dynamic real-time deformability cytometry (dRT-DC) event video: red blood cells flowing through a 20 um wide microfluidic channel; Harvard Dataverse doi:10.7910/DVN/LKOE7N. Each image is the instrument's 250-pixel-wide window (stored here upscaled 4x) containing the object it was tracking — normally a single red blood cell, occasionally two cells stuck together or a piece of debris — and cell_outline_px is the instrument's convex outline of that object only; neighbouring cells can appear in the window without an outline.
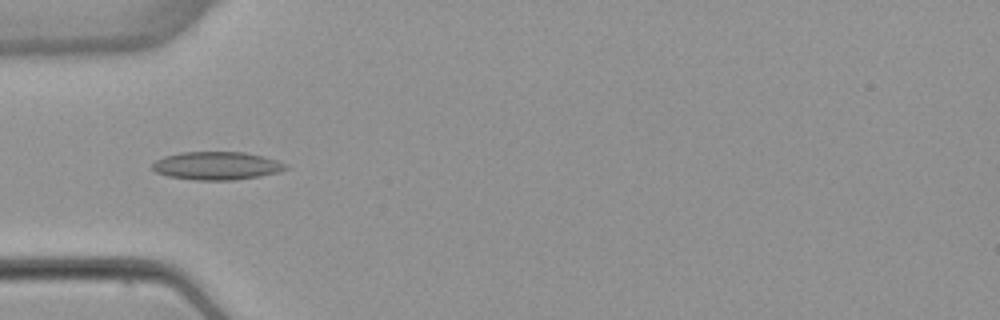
{"species": "common noctule bat (a hibernating species)", "species_latin": "Nyctalus noctula", "temperature_condition": "warm", "stored_images_in_passage": 6, "camera_frame_rate_fps": 3000, "um_per_image_px": 0.085, "animal": {"sex": "female", "body_mass_g": 22.7, "forearm_length_mm": 54.2}, "frame": {"image": 1, "passage_image": 5, "time_ms": 5.0, "image_size_px": [1000, 320], "cell_outline_px": [[288, 168], [280, 172], [260, 176], [236, 180], [196, 180], [168, 176], [156, 172], [152, 168], [152, 164], [156, 160], [164, 156], [180, 152], [244, 152], [264, 156], [288, 164]], "centroid_in_image_um": [18.45, 14.09], "position_along_channel_um": 66.6, "area_um2": 21.96}}
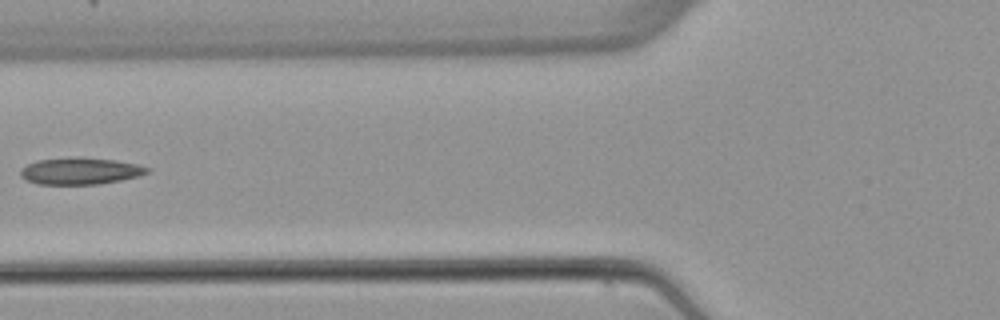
{"frame": {"image": 2, "passage_image": 6, "time_ms": 6.333, "image_size_px": [1000, 320], "cell_outline_px": [[152, 168], [148, 172], [140, 176], [100, 184], [36, 184], [20, 176], [20, 168], [28, 164], [40, 160], [76, 156], [116, 160], [136, 164]], "centroid_in_image_um": [6.84, 14.53], "position_along_channel_um": 119.0, "area_um2": 19.88}}